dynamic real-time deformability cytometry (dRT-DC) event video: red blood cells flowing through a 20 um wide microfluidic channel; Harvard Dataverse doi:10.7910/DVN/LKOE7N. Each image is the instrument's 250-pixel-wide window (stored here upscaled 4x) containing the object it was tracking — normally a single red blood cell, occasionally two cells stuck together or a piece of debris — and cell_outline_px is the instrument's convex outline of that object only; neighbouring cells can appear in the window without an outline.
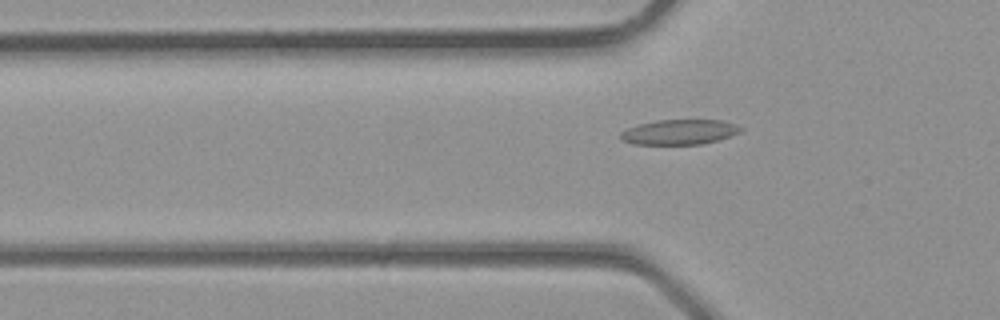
{"species": "common noctule bat (a hibernating species)", "species_latin": "Nyctalus noctula", "temperature_condition": "room temperature", "stored_images_in_passage": 3, "camera_frame_rate_fps": 3000, "um_per_image_px": 0.085, "animal": {"sex": "male", "body_mass_g": 23.1, "forearm_length_mm": 52.7}, "frame": {"image": 1, "passage_image": 3, "time_ms": 0.667, "image_size_px": [1000, 320], "cell_outline_px": [[744, 128], [740, 132], [716, 140], [700, 144], [632, 144], [620, 140], [620, 132], [628, 128], [640, 124], [656, 120], [720, 120], [736, 124]], "centroid_in_image_um": [57.72, 11.22], "position_along_channel_um": 68.1, "area_um2": 17.4}}